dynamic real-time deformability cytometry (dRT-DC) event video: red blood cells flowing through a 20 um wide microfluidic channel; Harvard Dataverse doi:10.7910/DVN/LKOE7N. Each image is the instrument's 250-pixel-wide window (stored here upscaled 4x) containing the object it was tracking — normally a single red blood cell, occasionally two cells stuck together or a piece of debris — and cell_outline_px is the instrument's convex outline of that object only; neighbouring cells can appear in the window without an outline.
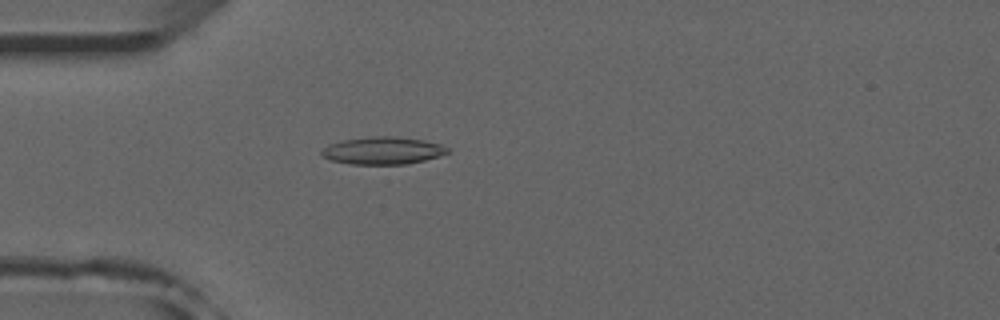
{"species": "common noctule bat (a hibernating species)", "species_latin": "Nyctalus noctula", "temperature_condition": "room temperature", "stored_images_in_passage": 52, "camera_frame_rate_fps": 3000, "um_per_image_px": 0.085, "animal": {"sex": "male", "forearm_length_mm": 52.5}, "frame": {"image": 1, "passage_image": 15, "time_ms": 4.667, "image_size_px": [1000, 320], "cell_outline_px": [[448, 152], [424, 160], [408, 164], [352, 164], [332, 160], [320, 156], [320, 152], [328, 144], [344, 140], [372, 136], [392, 136], [424, 140], [440, 144], [448, 148]], "centroid_in_image_um": [32.5, 12.8], "position_along_channel_um": 52.5, "area_um2": 19.94}}
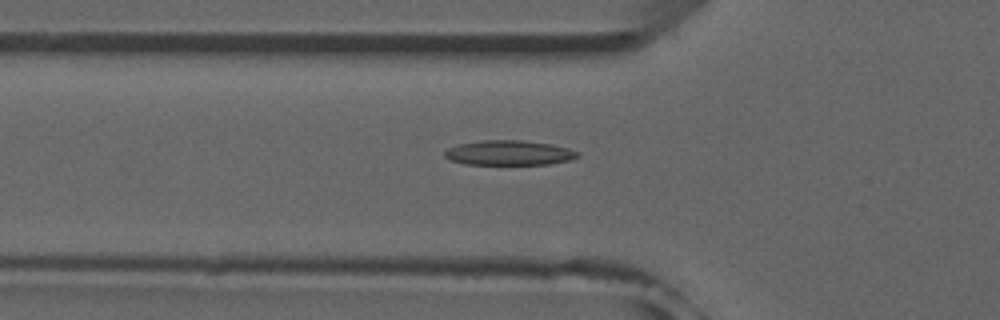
{"frame": {"image": 2, "passage_image": 18, "time_ms": 5.667, "image_size_px": [1000, 320], "cell_outline_px": [[580, 156], [568, 160], [548, 164], [464, 164], [448, 160], [444, 156], [444, 152], [448, 148], [460, 144], [484, 140], [524, 140], [552, 144], [568, 148], [580, 152]], "centroid_in_image_um": [43.27, 12.99], "position_along_channel_um": 82.5, "area_um2": 19.25}}
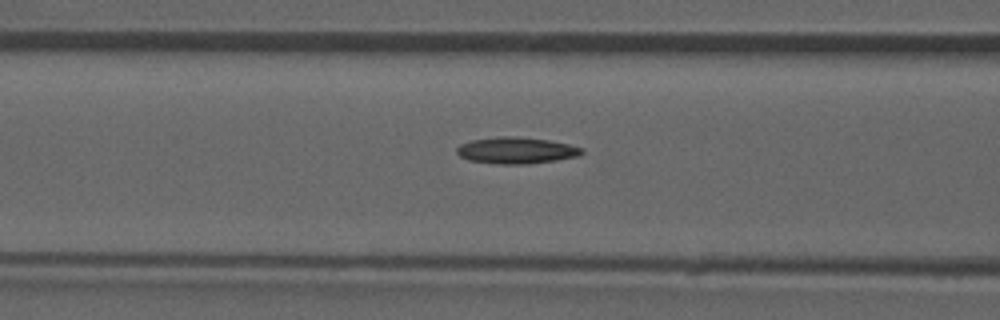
{"frame": {"image": 3, "passage_image": 21, "time_ms": 6.667, "image_size_px": [1000, 320], "cell_outline_px": [[584, 152], [576, 156], [556, 160], [528, 164], [500, 164], [468, 160], [460, 156], [456, 152], [456, 148], [460, 144], [472, 140], [500, 136], [516, 136], [548, 140], [568, 144], [584, 148]], "centroid_in_image_um": [43.87, 12.78], "position_along_channel_um": 122.7, "area_um2": 19.25}}